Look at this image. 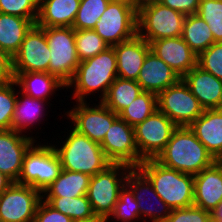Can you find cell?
<instances>
[{
	"label": "cell",
	"instance_id": "4",
	"mask_svg": "<svg viewBox=\"0 0 222 222\" xmlns=\"http://www.w3.org/2000/svg\"><path fill=\"white\" fill-rule=\"evenodd\" d=\"M61 143L60 147L57 145L53 147L64 170L94 176L112 164L105 156L100 143L90 140L73 128L69 130L67 138L63 142L61 140Z\"/></svg>",
	"mask_w": 222,
	"mask_h": 222
},
{
	"label": "cell",
	"instance_id": "22",
	"mask_svg": "<svg viewBox=\"0 0 222 222\" xmlns=\"http://www.w3.org/2000/svg\"><path fill=\"white\" fill-rule=\"evenodd\" d=\"M181 77L151 50L148 52L136 80L141 89L158 95Z\"/></svg>",
	"mask_w": 222,
	"mask_h": 222
},
{
	"label": "cell",
	"instance_id": "40",
	"mask_svg": "<svg viewBox=\"0 0 222 222\" xmlns=\"http://www.w3.org/2000/svg\"><path fill=\"white\" fill-rule=\"evenodd\" d=\"M211 219V213L195 205L172 209L165 222H207Z\"/></svg>",
	"mask_w": 222,
	"mask_h": 222
},
{
	"label": "cell",
	"instance_id": "5",
	"mask_svg": "<svg viewBox=\"0 0 222 222\" xmlns=\"http://www.w3.org/2000/svg\"><path fill=\"white\" fill-rule=\"evenodd\" d=\"M35 143L23 157L21 174L16 183L29 185L43 193L60 175L62 166L53 144Z\"/></svg>",
	"mask_w": 222,
	"mask_h": 222
},
{
	"label": "cell",
	"instance_id": "23",
	"mask_svg": "<svg viewBox=\"0 0 222 222\" xmlns=\"http://www.w3.org/2000/svg\"><path fill=\"white\" fill-rule=\"evenodd\" d=\"M189 128L215 159L222 154V108L205 109Z\"/></svg>",
	"mask_w": 222,
	"mask_h": 222
},
{
	"label": "cell",
	"instance_id": "42",
	"mask_svg": "<svg viewBox=\"0 0 222 222\" xmlns=\"http://www.w3.org/2000/svg\"><path fill=\"white\" fill-rule=\"evenodd\" d=\"M161 4L186 15L197 14L200 0H158Z\"/></svg>",
	"mask_w": 222,
	"mask_h": 222
},
{
	"label": "cell",
	"instance_id": "12",
	"mask_svg": "<svg viewBox=\"0 0 222 222\" xmlns=\"http://www.w3.org/2000/svg\"><path fill=\"white\" fill-rule=\"evenodd\" d=\"M75 107L67 111L66 116L71 120L72 128L87 136L90 140L101 143L112 123L119 117L107 108L101 101L90 106L87 101L76 102ZM90 106V107H89Z\"/></svg>",
	"mask_w": 222,
	"mask_h": 222
},
{
	"label": "cell",
	"instance_id": "45",
	"mask_svg": "<svg viewBox=\"0 0 222 222\" xmlns=\"http://www.w3.org/2000/svg\"><path fill=\"white\" fill-rule=\"evenodd\" d=\"M211 218L215 222H222V201L219 205L211 212Z\"/></svg>",
	"mask_w": 222,
	"mask_h": 222
},
{
	"label": "cell",
	"instance_id": "1",
	"mask_svg": "<svg viewBox=\"0 0 222 222\" xmlns=\"http://www.w3.org/2000/svg\"><path fill=\"white\" fill-rule=\"evenodd\" d=\"M155 160L167 168L191 175L200 173L216 162L189 126L177 127Z\"/></svg>",
	"mask_w": 222,
	"mask_h": 222
},
{
	"label": "cell",
	"instance_id": "19",
	"mask_svg": "<svg viewBox=\"0 0 222 222\" xmlns=\"http://www.w3.org/2000/svg\"><path fill=\"white\" fill-rule=\"evenodd\" d=\"M182 79L205 109L222 108V80L196 65Z\"/></svg>",
	"mask_w": 222,
	"mask_h": 222
},
{
	"label": "cell",
	"instance_id": "9",
	"mask_svg": "<svg viewBox=\"0 0 222 222\" xmlns=\"http://www.w3.org/2000/svg\"><path fill=\"white\" fill-rule=\"evenodd\" d=\"M137 18L135 8L110 1L92 30L112 47L137 35Z\"/></svg>",
	"mask_w": 222,
	"mask_h": 222
},
{
	"label": "cell",
	"instance_id": "25",
	"mask_svg": "<svg viewBox=\"0 0 222 222\" xmlns=\"http://www.w3.org/2000/svg\"><path fill=\"white\" fill-rule=\"evenodd\" d=\"M13 74L17 83L15 87L18 86L20 92L35 99L48 102L56 90L66 88L56 76L46 72H13Z\"/></svg>",
	"mask_w": 222,
	"mask_h": 222
},
{
	"label": "cell",
	"instance_id": "36",
	"mask_svg": "<svg viewBox=\"0 0 222 222\" xmlns=\"http://www.w3.org/2000/svg\"><path fill=\"white\" fill-rule=\"evenodd\" d=\"M16 81L0 83V130L12 129L13 117L17 101Z\"/></svg>",
	"mask_w": 222,
	"mask_h": 222
},
{
	"label": "cell",
	"instance_id": "27",
	"mask_svg": "<svg viewBox=\"0 0 222 222\" xmlns=\"http://www.w3.org/2000/svg\"><path fill=\"white\" fill-rule=\"evenodd\" d=\"M91 176L62 169L60 175L42 193V197H78L87 195Z\"/></svg>",
	"mask_w": 222,
	"mask_h": 222
},
{
	"label": "cell",
	"instance_id": "28",
	"mask_svg": "<svg viewBox=\"0 0 222 222\" xmlns=\"http://www.w3.org/2000/svg\"><path fill=\"white\" fill-rule=\"evenodd\" d=\"M18 95L20 97L17 96L12 129L21 133H26L28 129L30 130L31 127L33 128L34 123L41 122V119L45 117V106L49 104L50 101L47 102L32 98L20 91H18Z\"/></svg>",
	"mask_w": 222,
	"mask_h": 222
},
{
	"label": "cell",
	"instance_id": "24",
	"mask_svg": "<svg viewBox=\"0 0 222 222\" xmlns=\"http://www.w3.org/2000/svg\"><path fill=\"white\" fill-rule=\"evenodd\" d=\"M80 0H40L38 27H72Z\"/></svg>",
	"mask_w": 222,
	"mask_h": 222
},
{
	"label": "cell",
	"instance_id": "18",
	"mask_svg": "<svg viewBox=\"0 0 222 222\" xmlns=\"http://www.w3.org/2000/svg\"><path fill=\"white\" fill-rule=\"evenodd\" d=\"M151 51L182 78L197 65L198 56L181 36L158 39L149 43Z\"/></svg>",
	"mask_w": 222,
	"mask_h": 222
},
{
	"label": "cell",
	"instance_id": "21",
	"mask_svg": "<svg viewBox=\"0 0 222 222\" xmlns=\"http://www.w3.org/2000/svg\"><path fill=\"white\" fill-rule=\"evenodd\" d=\"M193 177V205L211 213L222 201V167L215 162Z\"/></svg>",
	"mask_w": 222,
	"mask_h": 222
},
{
	"label": "cell",
	"instance_id": "47",
	"mask_svg": "<svg viewBox=\"0 0 222 222\" xmlns=\"http://www.w3.org/2000/svg\"><path fill=\"white\" fill-rule=\"evenodd\" d=\"M149 1H155V0H138V10L143 3L149 2Z\"/></svg>",
	"mask_w": 222,
	"mask_h": 222
},
{
	"label": "cell",
	"instance_id": "15",
	"mask_svg": "<svg viewBox=\"0 0 222 222\" xmlns=\"http://www.w3.org/2000/svg\"><path fill=\"white\" fill-rule=\"evenodd\" d=\"M50 62V49L45 31L34 25L26 34L18 52L12 58L13 72H46Z\"/></svg>",
	"mask_w": 222,
	"mask_h": 222
},
{
	"label": "cell",
	"instance_id": "33",
	"mask_svg": "<svg viewBox=\"0 0 222 222\" xmlns=\"http://www.w3.org/2000/svg\"><path fill=\"white\" fill-rule=\"evenodd\" d=\"M109 2L110 0H80L72 28L75 30L93 29Z\"/></svg>",
	"mask_w": 222,
	"mask_h": 222
},
{
	"label": "cell",
	"instance_id": "10",
	"mask_svg": "<svg viewBox=\"0 0 222 222\" xmlns=\"http://www.w3.org/2000/svg\"><path fill=\"white\" fill-rule=\"evenodd\" d=\"M157 105L177 127L190 126L204 112L182 78L157 95Z\"/></svg>",
	"mask_w": 222,
	"mask_h": 222
},
{
	"label": "cell",
	"instance_id": "41",
	"mask_svg": "<svg viewBox=\"0 0 222 222\" xmlns=\"http://www.w3.org/2000/svg\"><path fill=\"white\" fill-rule=\"evenodd\" d=\"M33 222H74L67 215L51 207L45 200L41 199L35 213Z\"/></svg>",
	"mask_w": 222,
	"mask_h": 222
},
{
	"label": "cell",
	"instance_id": "13",
	"mask_svg": "<svg viewBox=\"0 0 222 222\" xmlns=\"http://www.w3.org/2000/svg\"><path fill=\"white\" fill-rule=\"evenodd\" d=\"M42 193L13 182L0 194V222H33Z\"/></svg>",
	"mask_w": 222,
	"mask_h": 222
},
{
	"label": "cell",
	"instance_id": "38",
	"mask_svg": "<svg viewBox=\"0 0 222 222\" xmlns=\"http://www.w3.org/2000/svg\"><path fill=\"white\" fill-rule=\"evenodd\" d=\"M39 3L40 0H0V13L26 18L36 25Z\"/></svg>",
	"mask_w": 222,
	"mask_h": 222
},
{
	"label": "cell",
	"instance_id": "46",
	"mask_svg": "<svg viewBox=\"0 0 222 222\" xmlns=\"http://www.w3.org/2000/svg\"><path fill=\"white\" fill-rule=\"evenodd\" d=\"M110 1L124 3L128 6L135 8L138 11V0H110Z\"/></svg>",
	"mask_w": 222,
	"mask_h": 222
},
{
	"label": "cell",
	"instance_id": "48",
	"mask_svg": "<svg viewBox=\"0 0 222 222\" xmlns=\"http://www.w3.org/2000/svg\"><path fill=\"white\" fill-rule=\"evenodd\" d=\"M216 162L222 167V154L216 159Z\"/></svg>",
	"mask_w": 222,
	"mask_h": 222
},
{
	"label": "cell",
	"instance_id": "2",
	"mask_svg": "<svg viewBox=\"0 0 222 222\" xmlns=\"http://www.w3.org/2000/svg\"><path fill=\"white\" fill-rule=\"evenodd\" d=\"M117 77L116 54L114 48L109 47L96 56L81 61L73 79L66 85V90L74 87L72 94L76 102H85L87 96L100 91L98 97L101 101Z\"/></svg>",
	"mask_w": 222,
	"mask_h": 222
},
{
	"label": "cell",
	"instance_id": "20",
	"mask_svg": "<svg viewBox=\"0 0 222 222\" xmlns=\"http://www.w3.org/2000/svg\"><path fill=\"white\" fill-rule=\"evenodd\" d=\"M112 47L116 54L118 77L136 81L144 60L151 50L150 44L137 34L132 39Z\"/></svg>",
	"mask_w": 222,
	"mask_h": 222
},
{
	"label": "cell",
	"instance_id": "8",
	"mask_svg": "<svg viewBox=\"0 0 222 222\" xmlns=\"http://www.w3.org/2000/svg\"><path fill=\"white\" fill-rule=\"evenodd\" d=\"M40 28L45 31L50 49L48 73L67 85L73 79L80 63L75 43V29L72 27Z\"/></svg>",
	"mask_w": 222,
	"mask_h": 222
},
{
	"label": "cell",
	"instance_id": "44",
	"mask_svg": "<svg viewBox=\"0 0 222 222\" xmlns=\"http://www.w3.org/2000/svg\"><path fill=\"white\" fill-rule=\"evenodd\" d=\"M13 181L0 171V194L5 191Z\"/></svg>",
	"mask_w": 222,
	"mask_h": 222
},
{
	"label": "cell",
	"instance_id": "37",
	"mask_svg": "<svg viewBox=\"0 0 222 222\" xmlns=\"http://www.w3.org/2000/svg\"><path fill=\"white\" fill-rule=\"evenodd\" d=\"M197 14L209 25L215 42H222V0H200Z\"/></svg>",
	"mask_w": 222,
	"mask_h": 222
},
{
	"label": "cell",
	"instance_id": "26",
	"mask_svg": "<svg viewBox=\"0 0 222 222\" xmlns=\"http://www.w3.org/2000/svg\"><path fill=\"white\" fill-rule=\"evenodd\" d=\"M34 25L29 19L0 13V49L13 58Z\"/></svg>",
	"mask_w": 222,
	"mask_h": 222
},
{
	"label": "cell",
	"instance_id": "39",
	"mask_svg": "<svg viewBox=\"0 0 222 222\" xmlns=\"http://www.w3.org/2000/svg\"><path fill=\"white\" fill-rule=\"evenodd\" d=\"M197 65L222 80V42H214L197 58Z\"/></svg>",
	"mask_w": 222,
	"mask_h": 222
},
{
	"label": "cell",
	"instance_id": "34",
	"mask_svg": "<svg viewBox=\"0 0 222 222\" xmlns=\"http://www.w3.org/2000/svg\"><path fill=\"white\" fill-rule=\"evenodd\" d=\"M75 43L80 62L92 58L110 47L92 29L75 30Z\"/></svg>",
	"mask_w": 222,
	"mask_h": 222
},
{
	"label": "cell",
	"instance_id": "11",
	"mask_svg": "<svg viewBox=\"0 0 222 222\" xmlns=\"http://www.w3.org/2000/svg\"><path fill=\"white\" fill-rule=\"evenodd\" d=\"M133 128L141 164L144 160L158 157L177 126L157 109Z\"/></svg>",
	"mask_w": 222,
	"mask_h": 222
},
{
	"label": "cell",
	"instance_id": "7",
	"mask_svg": "<svg viewBox=\"0 0 222 222\" xmlns=\"http://www.w3.org/2000/svg\"><path fill=\"white\" fill-rule=\"evenodd\" d=\"M130 169L128 165L112 163L91 176L87 197L97 218L106 221L112 214Z\"/></svg>",
	"mask_w": 222,
	"mask_h": 222
},
{
	"label": "cell",
	"instance_id": "30",
	"mask_svg": "<svg viewBox=\"0 0 222 222\" xmlns=\"http://www.w3.org/2000/svg\"><path fill=\"white\" fill-rule=\"evenodd\" d=\"M181 37L197 56L215 42L209 25L198 14L186 15Z\"/></svg>",
	"mask_w": 222,
	"mask_h": 222
},
{
	"label": "cell",
	"instance_id": "49",
	"mask_svg": "<svg viewBox=\"0 0 222 222\" xmlns=\"http://www.w3.org/2000/svg\"><path fill=\"white\" fill-rule=\"evenodd\" d=\"M89 222H105L104 220H92V221H89Z\"/></svg>",
	"mask_w": 222,
	"mask_h": 222
},
{
	"label": "cell",
	"instance_id": "29",
	"mask_svg": "<svg viewBox=\"0 0 222 222\" xmlns=\"http://www.w3.org/2000/svg\"><path fill=\"white\" fill-rule=\"evenodd\" d=\"M142 91L137 81L117 77L101 102L119 115Z\"/></svg>",
	"mask_w": 222,
	"mask_h": 222
},
{
	"label": "cell",
	"instance_id": "43",
	"mask_svg": "<svg viewBox=\"0 0 222 222\" xmlns=\"http://www.w3.org/2000/svg\"><path fill=\"white\" fill-rule=\"evenodd\" d=\"M13 80L12 58L0 49V83H8Z\"/></svg>",
	"mask_w": 222,
	"mask_h": 222
},
{
	"label": "cell",
	"instance_id": "16",
	"mask_svg": "<svg viewBox=\"0 0 222 222\" xmlns=\"http://www.w3.org/2000/svg\"><path fill=\"white\" fill-rule=\"evenodd\" d=\"M23 134L13 129L0 130V171L13 182L21 174L26 151L36 142L35 137Z\"/></svg>",
	"mask_w": 222,
	"mask_h": 222
},
{
	"label": "cell",
	"instance_id": "35",
	"mask_svg": "<svg viewBox=\"0 0 222 222\" xmlns=\"http://www.w3.org/2000/svg\"><path fill=\"white\" fill-rule=\"evenodd\" d=\"M110 218L122 222H133L135 219H141L138 203L134 198L132 189L126 183L120 189L114 210L105 222H109Z\"/></svg>",
	"mask_w": 222,
	"mask_h": 222
},
{
	"label": "cell",
	"instance_id": "14",
	"mask_svg": "<svg viewBox=\"0 0 222 222\" xmlns=\"http://www.w3.org/2000/svg\"><path fill=\"white\" fill-rule=\"evenodd\" d=\"M100 145L111 163L125 164L131 168L140 165L134 128L120 117L112 123Z\"/></svg>",
	"mask_w": 222,
	"mask_h": 222
},
{
	"label": "cell",
	"instance_id": "32",
	"mask_svg": "<svg viewBox=\"0 0 222 222\" xmlns=\"http://www.w3.org/2000/svg\"><path fill=\"white\" fill-rule=\"evenodd\" d=\"M157 109V95L152 92L142 91L137 98L119 114V117L134 127L152 115Z\"/></svg>",
	"mask_w": 222,
	"mask_h": 222
},
{
	"label": "cell",
	"instance_id": "17",
	"mask_svg": "<svg viewBox=\"0 0 222 222\" xmlns=\"http://www.w3.org/2000/svg\"><path fill=\"white\" fill-rule=\"evenodd\" d=\"M126 184L133 191L134 198L137 201L140 210V217L143 221L145 220L144 222H146V218H149L152 222H165L172 209L154 191L152 183L138 168H131L129 170L126 178ZM148 193L151 196L153 195V198H151L152 200L154 199L153 202H156L155 205L149 199V197L148 199L150 203L149 201V204L145 203V201L147 200L145 196H147ZM151 203L153 204V206Z\"/></svg>",
	"mask_w": 222,
	"mask_h": 222
},
{
	"label": "cell",
	"instance_id": "50",
	"mask_svg": "<svg viewBox=\"0 0 222 222\" xmlns=\"http://www.w3.org/2000/svg\"><path fill=\"white\" fill-rule=\"evenodd\" d=\"M207 222H215L212 218L210 220H208Z\"/></svg>",
	"mask_w": 222,
	"mask_h": 222
},
{
	"label": "cell",
	"instance_id": "3",
	"mask_svg": "<svg viewBox=\"0 0 222 222\" xmlns=\"http://www.w3.org/2000/svg\"><path fill=\"white\" fill-rule=\"evenodd\" d=\"M137 168L149 179L154 191L171 209L193 205V175L167 168L155 159L144 160Z\"/></svg>",
	"mask_w": 222,
	"mask_h": 222
},
{
	"label": "cell",
	"instance_id": "6",
	"mask_svg": "<svg viewBox=\"0 0 222 222\" xmlns=\"http://www.w3.org/2000/svg\"><path fill=\"white\" fill-rule=\"evenodd\" d=\"M185 17L158 0L145 2L138 10L137 34L148 43L182 36Z\"/></svg>",
	"mask_w": 222,
	"mask_h": 222
},
{
	"label": "cell",
	"instance_id": "31",
	"mask_svg": "<svg viewBox=\"0 0 222 222\" xmlns=\"http://www.w3.org/2000/svg\"><path fill=\"white\" fill-rule=\"evenodd\" d=\"M51 207L70 217L74 222L102 220L93 212L87 195L78 197H42Z\"/></svg>",
	"mask_w": 222,
	"mask_h": 222
}]
</instances>
